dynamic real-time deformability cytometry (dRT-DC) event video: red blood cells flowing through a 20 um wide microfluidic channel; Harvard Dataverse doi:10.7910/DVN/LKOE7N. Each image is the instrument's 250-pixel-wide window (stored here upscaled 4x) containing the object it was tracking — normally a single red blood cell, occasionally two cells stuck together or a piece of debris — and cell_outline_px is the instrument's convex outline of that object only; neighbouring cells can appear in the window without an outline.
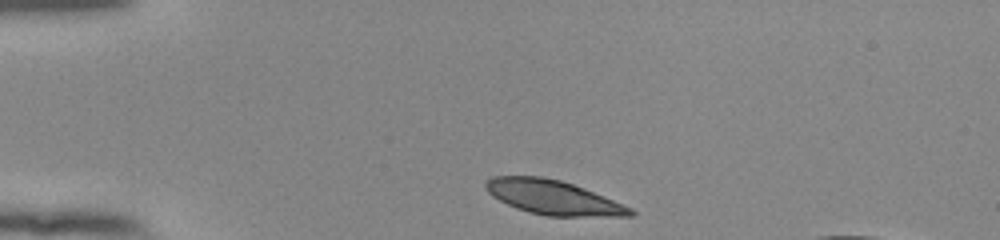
{"species": "human", "species_latin": "Homo sapiens", "temperature_condition": "room temperature", "stored_images_in_passage": 36, "camera_frame_rate_fps": 3000, "um_per_image_px": 0.085, "donor": {"sex": "female"}, "frame": {"image": 1, "passage_image": 1, "time_ms": 0.0, "image_size_px": [1000, 240], "cell_outline_px": [[636, 212], [632, 216], [548, 216], [528, 212], [516, 208], [492, 196], [484, 188], [484, 184], [492, 176], [540, 176], [560, 180], [584, 188], [632, 208]], "centroid_in_image_um": [47.0, 16.78], "position_along_channel_um": 38.0, "area_um2": 28.73}}
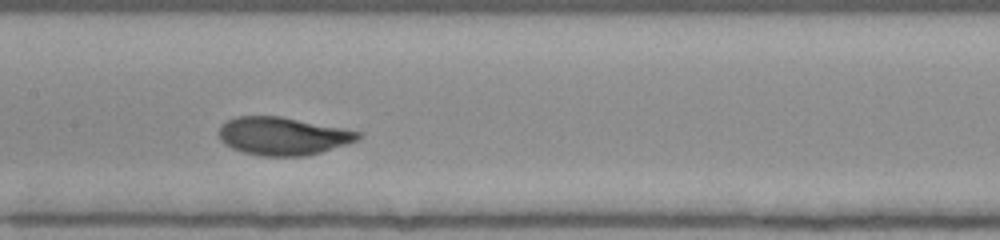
{"frame": {"image": 2, "passage_image": 16, "time_ms": 5.0, "image_size_px": [1000, 240], "cell_outline_px": [[364, 132], [356, 140], [308, 156], [260, 156], [244, 152], [232, 148], [224, 144], [220, 140], [216, 132], [220, 124], [236, 116], [280, 116]], "centroid_in_image_um": [23.97, 11.56], "position_along_channel_um": 183.4, "area_um2": 30.87}}
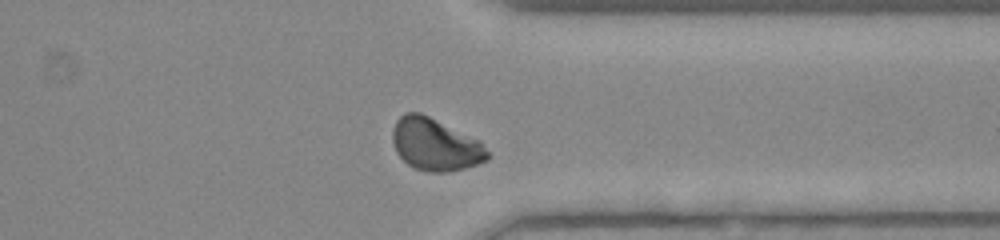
{"frame": {"image": 3, "passage_image": 31, "time_ms": 10.0, "image_size_px": [1000, 240], "cell_outline_px": [[488, 160], [464, 168], [448, 172], [428, 172], [416, 168], [408, 164], [396, 152], [392, 140], [392, 128], [396, 120], [404, 112], [420, 112], [480, 140], [488, 152]], "centroid_in_image_um": [36.97, 12.27], "position_along_channel_um": 374.4, "area_um2": 28.9}, "authors_computed_cell_mechanics": {"area_um2": 29.4202, "velocity_mm_per_s": 3.8382, "shape_relaxation_time_tau1_ms": 3.2314, "shape_relaxation_time_tau2_ms": null, "deformation_change_tau1": 0.1825, "deformation_change_tau2": null}}